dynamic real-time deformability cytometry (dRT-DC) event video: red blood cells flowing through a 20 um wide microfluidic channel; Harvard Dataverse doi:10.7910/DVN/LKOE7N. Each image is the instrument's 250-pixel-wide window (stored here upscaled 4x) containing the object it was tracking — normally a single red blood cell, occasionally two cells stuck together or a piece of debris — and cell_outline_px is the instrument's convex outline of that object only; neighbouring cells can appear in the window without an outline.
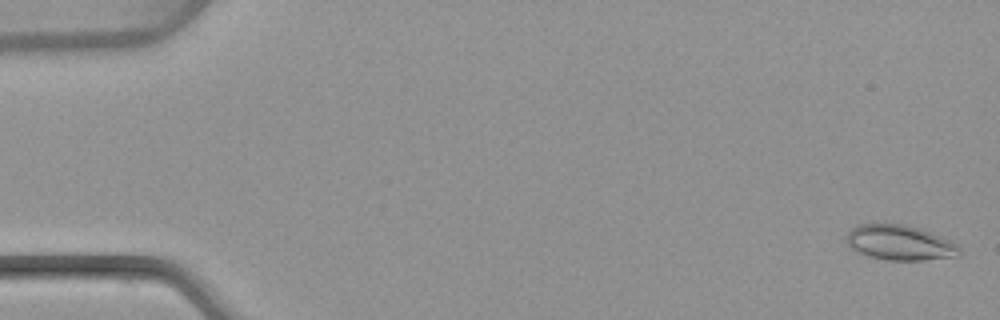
{"species": "common noctule bat (a hibernating species)", "species_latin": "Nyctalus noctula", "temperature_condition": "warm", "stored_images_in_passage": 51, "camera_frame_rate_fps": 3000, "um_per_image_px": 0.085, "animal": {"sex": "female", "body_mass_g": 22.7, "forearm_length_mm": 54.2}, "frame": {"image": 1, "passage_image": 1, "time_ms": 0.0, "image_size_px": [1000, 320], "cell_outline_px": [[960, 256], [924, 260], [888, 260], [868, 256], [852, 248], [848, 244], [848, 232], [856, 224], [904, 224], [920, 228], [952, 240], [960, 248]], "centroid_in_image_um": [76.54, 20.62], "position_along_channel_um": 8.5, "area_um2": 23.06}}
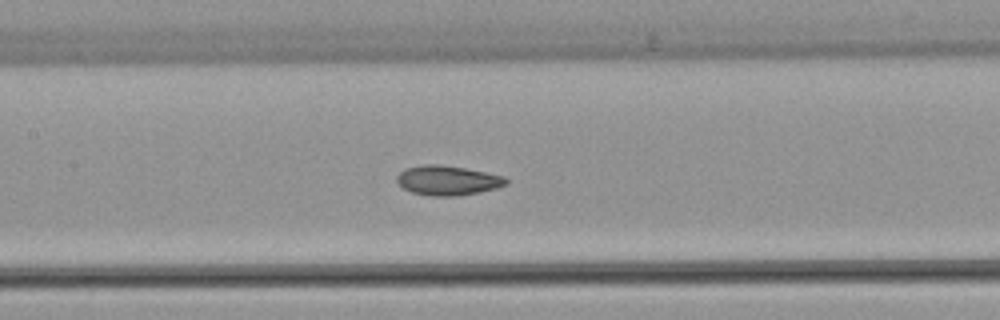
{"frame": {"image": 2, "passage_image": 24, "time_ms": 7.667, "image_size_px": [1000, 320], "cell_outline_px": [[508, 184], [496, 188], [480, 192], [456, 196], [432, 196], [412, 192], [404, 188], [396, 180], [396, 176], [404, 168], [424, 164], [436, 164], [464, 168], [504, 176], [508, 180]], "centroid_in_image_um": [38.04, 15.33], "position_along_channel_um": 169.4, "area_um2": 18.79}}
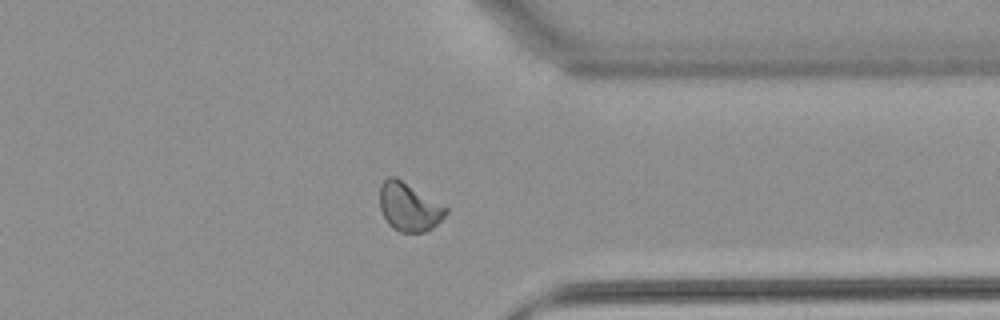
{"frame": {"image": 3, "passage_image": 40, "time_ms": 13.0, "image_size_px": [1000, 320], "cell_outline_px": [[448, 212], [432, 228], [424, 232], [400, 232], [392, 228], [388, 224], [380, 208], [380, 184], [388, 176], [396, 176], [448, 208]], "centroid_in_image_um": [34.74, 17.58], "position_along_channel_um": 376.7, "area_um2": 18.55}, "authors_computed_cell_mechanics": {"area_um2": 18.9584, "velocity_mm_per_s": 3.9903, "shape_relaxation_time_tau1_ms": null, "shape_relaxation_time_tau2_ms": 1.4452, "deformation_change_tau1": null, "deformation_change_tau2": 0.0423}}